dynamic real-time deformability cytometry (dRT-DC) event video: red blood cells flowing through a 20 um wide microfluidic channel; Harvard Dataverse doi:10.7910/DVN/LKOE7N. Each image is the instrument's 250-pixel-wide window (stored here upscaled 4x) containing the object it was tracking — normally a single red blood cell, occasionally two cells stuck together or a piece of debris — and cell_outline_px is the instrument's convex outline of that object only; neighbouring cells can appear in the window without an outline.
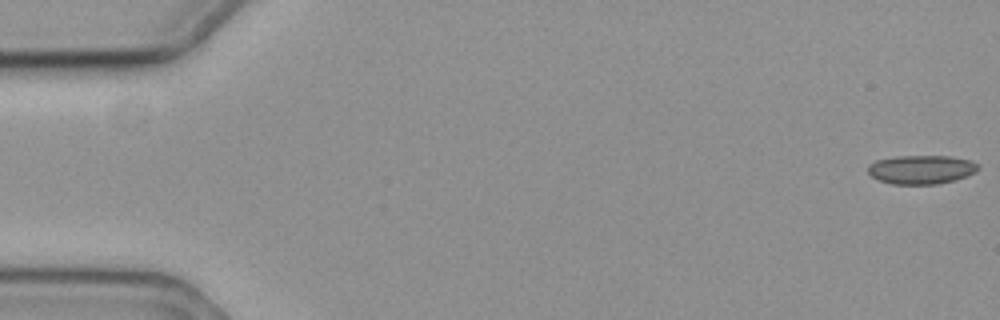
{"species": "common noctule bat (a hibernating species)", "species_latin": "Nyctalus noctula", "temperature_condition": "cold", "stored_images_in_passage": 58, "camera_frame_rate_fps": 3000, "um_per_image_px": 0.085, "animal": {"sex": "female", "body_mass_g": 19.3, "forearm_length_mm": 54.1}, "frame": {"image": 1, "passage_image": 1, "time_ms": 0.0, "image_size_px": [1000, 320], "cell_outline_px": [[980, 168], [976, 172], [952, 180], [936, 184], [892, 184], [880, 180], [872, 176], [868, 172], [868, 164], [876, 160], [896, 156], [948, 156], [972, 160], [980, 164]], "centroid_in_image_um": [78.32, 14.39], "position_along_channel_um": 6.7, "area_um2": 18.5}}
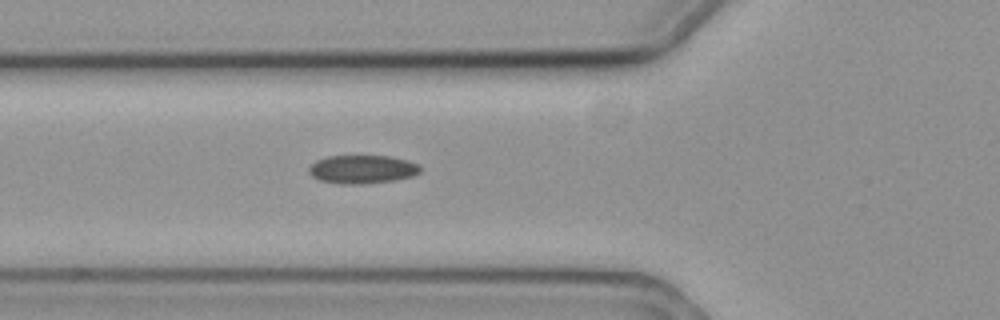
{"frame": {"image": 2, "passage_image": 21, "time_ms": 6.667, "image_size_px": [1000, 320], "cell_outline_px": [[420, 172], [412, 176], [392, 180], [360, 184], [340, 184], [320, 180], [312, 176], [308, 172], [308, 168], [316, 160], [328, 156], [388, 156], [404, 160], [416, 164], [420, 168]], "centroid_in_image_um": [30.73, 14.39], "position_along_channel_um": 95.1, "area_um2": 18.15}}
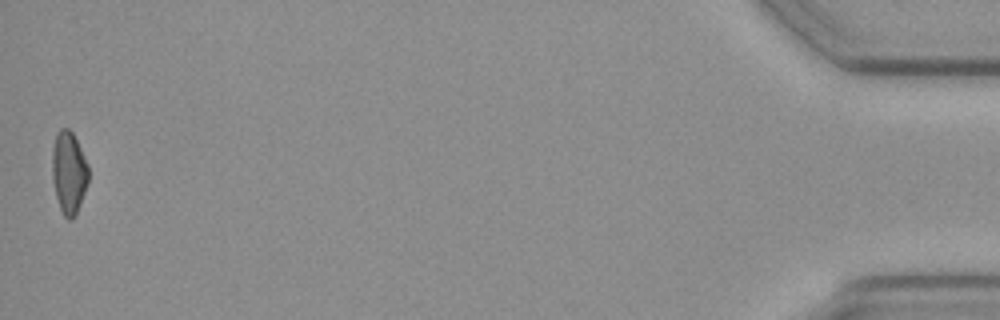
{"frame": {"image": 3, "passage_image": 58, "time_ms": 19.0, "image_size_px": [1000, 320], "cell_outline_px": [[88, 180], [76, 216], [72, 220], [68, 220], [64, 216], [60, 208], [56, 196], [52, 180], [52, 148], [56, 132], [60, 128], [68, 128], [72, 132], [88, 164]], "centroid_in_image_um": [5.83, 14.66], "position_along_channel_um": 429.4, "area_um2": 17.46}, "authors_computed_cell_mechanics": {"area_um2": 18.3804, "velocity_mm_per_s": 3.5459, "shape_relaxation_time_tau1_ms": 10.8447, "shape_relaxation_time_tau2_ms": 3.9331, "deformation_change_tau1": 0.1347, "deformation_change_tau2": 0.0765}}